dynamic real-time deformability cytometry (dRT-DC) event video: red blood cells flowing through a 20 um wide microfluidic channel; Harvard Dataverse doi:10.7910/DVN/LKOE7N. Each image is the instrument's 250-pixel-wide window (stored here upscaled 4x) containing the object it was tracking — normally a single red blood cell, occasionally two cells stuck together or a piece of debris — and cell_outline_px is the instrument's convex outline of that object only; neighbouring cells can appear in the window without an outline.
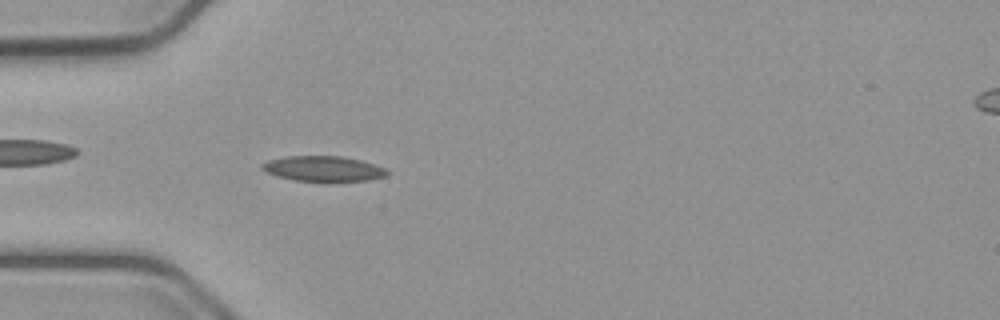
{"species": "common noctule bat (a hibernating species)", "species_latin": "Nyctalus noctula", "temperature_condition": "cold", "stored_images_in_passage": 50, "camera_frame_rate_fps": 3000, "um_per_image_px": 0.085, "animal": {"sex": "male", "body_mass_g": 23.1, "forearm_length_mm": 52.7}, "frame": {"image": 1, "passage_image": 12, "time_ms": 3.667, "image_size_px": [1000, 320], "cell_outline_px": [[388, 172], [384, 176], [368, 180], [332, 184], [292, 180], [276, 176], [264, 172], [260, 168], [260, 164], [268, 160], [284, 156], [344, 156], [360, 160], [384, 168]], "centroid_in_image_um": [27.41, 14.38], "position_along_channel_um": 57.6, "area_um2": 19.25}}
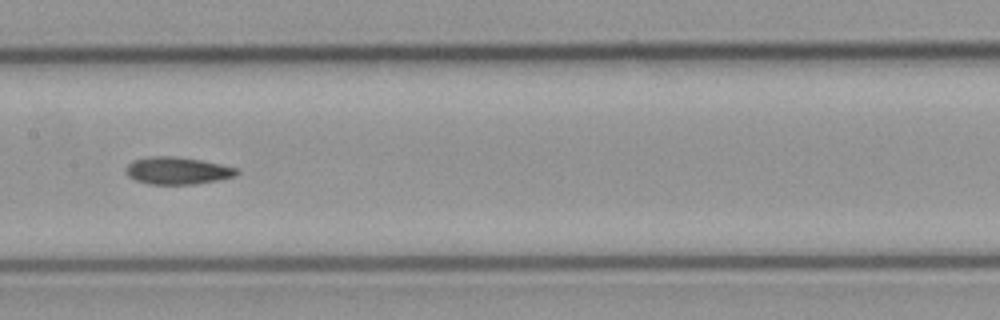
{"frame": {"image": 2, "passage_image": 23, "time_ms": 7.333, "image_size_px": [1000, 320], "cell_outline_px": [[240, 172], [236, 176], [216, 180], [192, 184], [148, 184], [136, 180], [128, 176], [124, 172], [124, 168], [132, 160], [148, 156], [180, 156], [220, 164], [236, 168]], "centroid_in_image_um": [15.03, 14.49], "position_along_channel_um": 192.4, "area_um2": 17.74}}
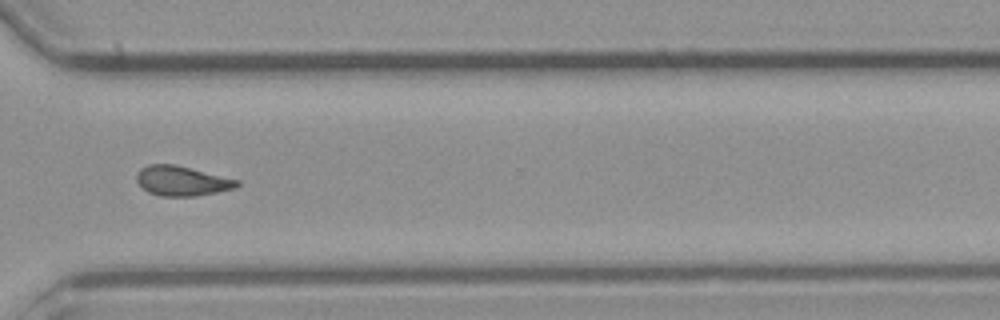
{"frame": {"image": 3, "passage_image": 36, "time_ms": 11.667, "image_size_px": [1000, 320], "cell_outline_px": [[240, 184], [236, 188], [196, 196], [160, 196], [148, 192], [136, 180], [136, 172], [140, 168], [148, 164], [172, 164], [240, 180]], "centroid_in_image_um": [15.45, 15.38], "position_along_channel_um": 355.2, "area_um2": 17.34}, "authors_computed_cell_mechanics": {"area_um2": 17.34, "velocity_mm_per_s": 3.7804, "shape_relaxation_time_tau1_ms": null, "shape_relaxation_time_tau2_ms": 6.9954, "deformation_change_tau1": null, "deformation_change_tau2": 0.1296}}